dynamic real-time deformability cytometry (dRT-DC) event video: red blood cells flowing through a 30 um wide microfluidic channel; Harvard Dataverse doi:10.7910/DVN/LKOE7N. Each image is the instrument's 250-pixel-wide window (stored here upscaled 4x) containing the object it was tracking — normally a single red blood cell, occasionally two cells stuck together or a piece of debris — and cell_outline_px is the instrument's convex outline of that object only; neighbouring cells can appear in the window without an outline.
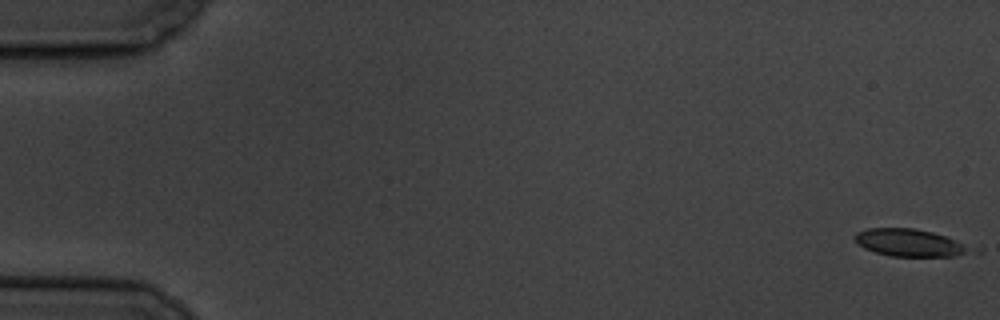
{"species": "common noctule bat (a hibernating species)", "species_latin": "Nyctalus noctula", "temperature_condition": "cold", "stored_images_in_passage": 7, "camera_frame_rate_fps": 3000, "um_per_image_px": 0.085, "animal": {"sex": "male", "body_mass_g": 19.5, "forearm_length_mm": 54.6}, "frame": {"image": 1, "passage_image": 1, "time_ms": 0.0, "image_size_px": [1000, 320], "cell_outline_px": [[968, 248], [964, 252], [952, 256], [892, 256], [876, 252], [864, 248], [856, 244], [852, 236], [856, 232], [868, 228], [916, 228], [948, 236]], "centroid_in_image_um": [77.15, 20.6], "position_along_channel_um": 7.9, "area_um2": 18.03}}